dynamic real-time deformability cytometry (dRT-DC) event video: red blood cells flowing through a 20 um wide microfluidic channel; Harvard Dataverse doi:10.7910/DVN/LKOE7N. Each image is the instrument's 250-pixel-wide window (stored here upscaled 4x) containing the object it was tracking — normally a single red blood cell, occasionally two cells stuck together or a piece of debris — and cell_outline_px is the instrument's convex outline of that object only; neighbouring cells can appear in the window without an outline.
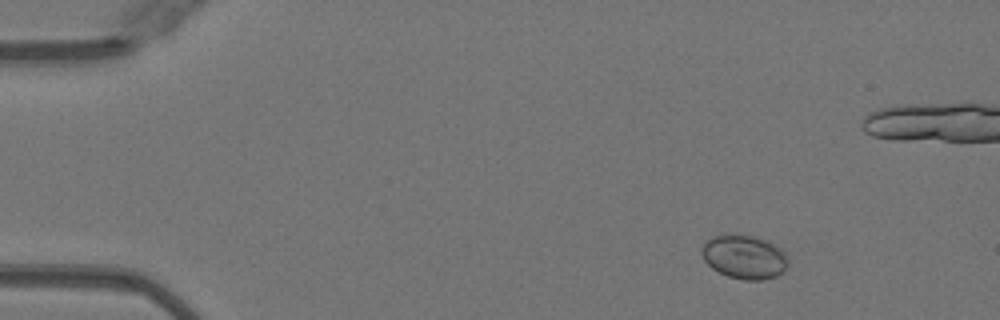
{"species": "Egyptian fruit bat (a non-hibernating species)", "species_latin": "Rousettus aegyptiacus", "temperature_condition": "warm", "stored_images_in_passage": 4, "camera_frame_rate_fps": 3000, "um_per_image_px": 0.085, "animal": {"sex": "female"}, "frame": {"image": 1, "passage_image": 1, "time_ms": 0.0, "image_size_px": [1000, 320], "cell_outline_px": [[788, 264], [776, 276], [760, 280], [744, 280], [728, 276], [712, 268], [704, 260], [700, 252], [700, 248], [704, 240], [712, 236], [724, 232], [736, 232], [756, 236], [768, 240], [780, 248], [784, 252], [788, 260]], "centroid_in_image_um": [63.2, 21.77], "position_along_channel_um": 21.8, "area_um2": 22.72}}